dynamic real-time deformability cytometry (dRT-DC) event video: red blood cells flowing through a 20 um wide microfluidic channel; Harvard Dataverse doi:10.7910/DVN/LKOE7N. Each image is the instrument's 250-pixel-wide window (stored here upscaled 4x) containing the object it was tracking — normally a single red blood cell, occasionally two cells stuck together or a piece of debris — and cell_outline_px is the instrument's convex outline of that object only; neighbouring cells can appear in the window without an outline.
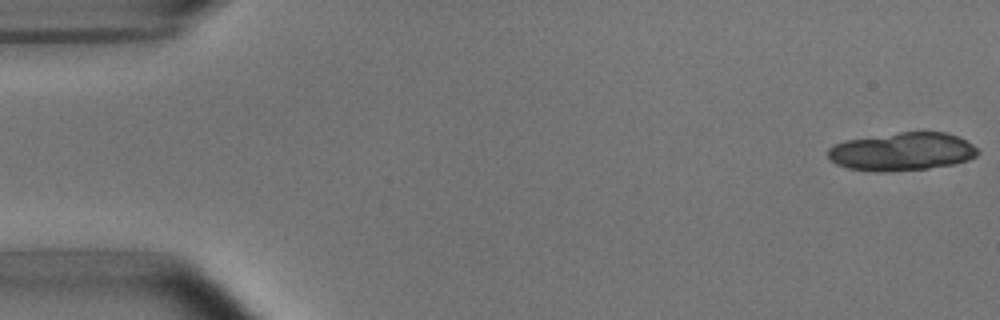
{"species": "common noctule bat (a hibernating species)", "species_latin": "Nyctalus noctula", "temperature_condition": "room temperature", "stored_images_in_passage": 20, "camera_frame_rate_fps": 3000, "um_per_image_px": 0.085, "animal": {"sex": "male", "body_mass_g": 15.6}, "frame": {"image": 1, "passage_image": 1, "time_ms": 0.0, "image_size_px": [1000, 320], "cell_outline_px": [[980, 152], [976, 156], [968, 160], [952, 164], [928, 168], [884, 172], [872, 172], [848, 168], [836, 164], [828, 160], [828, 148], [844, 140], [900, 132], [948, 132], [972, 144]], "centroid_in_image_um": [76.64, 12.89], "position_along_channel_um": 8.4, "area_um2": 33.35}}